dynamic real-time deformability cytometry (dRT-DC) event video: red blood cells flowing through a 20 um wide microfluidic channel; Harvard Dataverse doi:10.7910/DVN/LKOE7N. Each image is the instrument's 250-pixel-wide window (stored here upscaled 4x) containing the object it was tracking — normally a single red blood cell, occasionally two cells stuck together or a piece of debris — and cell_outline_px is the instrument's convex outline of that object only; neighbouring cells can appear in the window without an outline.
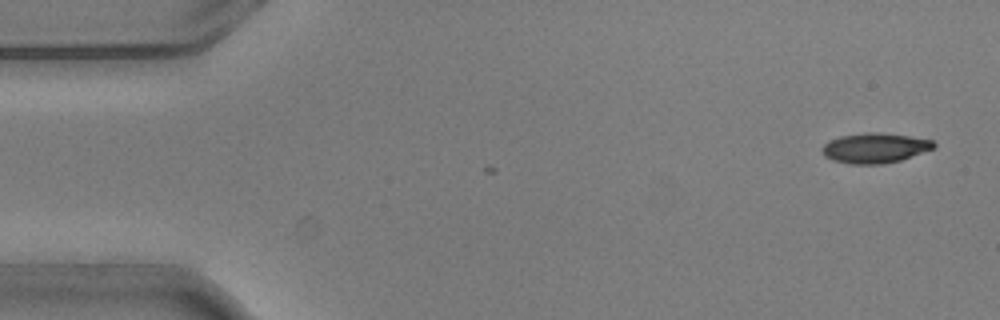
{"species": "common noctule bat (a hibernating species)", "species_latin": "Nyctalus noctula", "temperature_condition": "warm", "stored_images_in_passage": 2, "camera_frame_rate_fps": 3000, "um_per_image_px": 0.085, "animal": {"sex": "male", "body_mass_g": 20.5, "forearm_length_mm": 52.5}, "frame": {"image": 1, "passage_image": 2, "time_ms": 0.333, "image_size_px": [1000, 320], "cell_outline_px": [[936, 148], [900, 160], [880, 164], [852, 164], [832, 160], [824, 156], [820, 148], [828, 140], [840, 136], [868, 132], [880, 132], [908, 136], [932, 140], [936, 144]], "centroid_in_image_um": [74.34, 12.57], "position_along_channel_um": 10.7, "area_um2": 19.59}}